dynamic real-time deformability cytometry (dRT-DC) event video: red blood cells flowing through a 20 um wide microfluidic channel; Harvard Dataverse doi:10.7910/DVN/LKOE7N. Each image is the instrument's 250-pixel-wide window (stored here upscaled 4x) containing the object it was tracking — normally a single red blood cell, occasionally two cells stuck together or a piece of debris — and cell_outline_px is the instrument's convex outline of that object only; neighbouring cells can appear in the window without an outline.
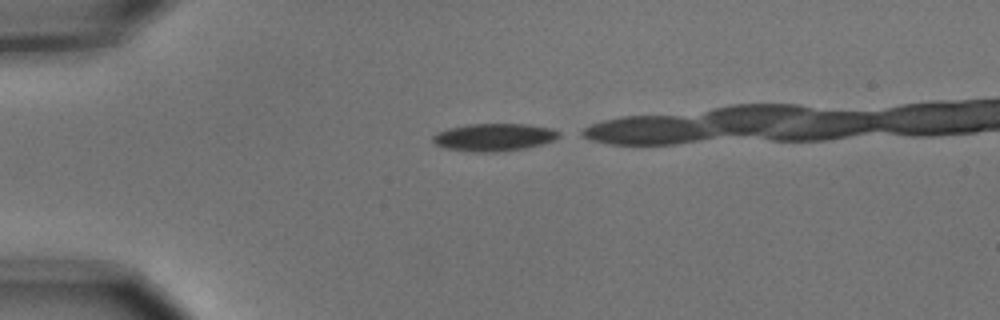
{"species": "common noctule bat (a hibernating species)", "species_latin": "Nyctalus noctula", "temperature_condition": "cold", "stored_images_in_passage": 31, "camera_frame_rate_fps": 3000, "um_per_image_px": 0.085, "animal": {"sex": "male", "body_mass_g": 15.6}, "frame": {"image": 1, "passage_image": 1, "time_ms": 0.0, "image_size_px": [1000, 320], "cell_outline_px": [[564, 136], [556, 140], [544, 144], [524, 148], [496, 152], [472, 152], [448, 148], [436, 144], [432, 140], [432, 136], [436, 132], [448, 128], [468, 124], [528, 124], [552, 128], [560, 132]], "centroid_in_image_um": [42.06, 11.66], "position_along_channel_um": 42.9, "area_um2": 20.52}}
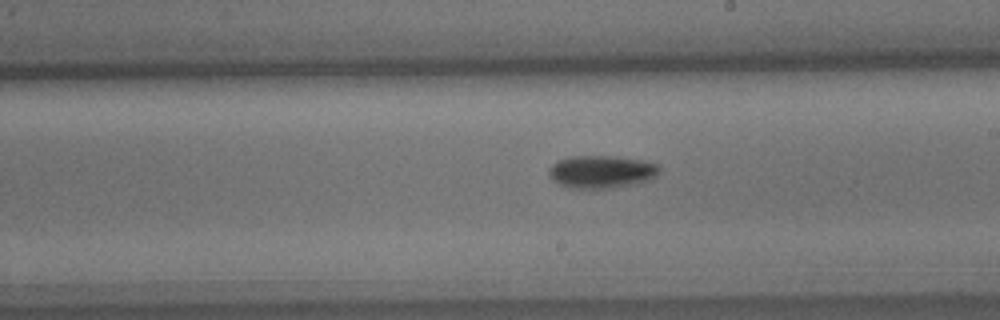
{"frame": {"image": 2, "passage_image": 19, "time_ms": 6.0, "image_size_px": [1000, 320], "cell_outline_px": [[660, 172], [656, 176], [648, 180], [636, 184], [612, 188], [568, 188], [552, 180], [548, 176], [548, 168], [556, 160], [572, 156], [616, 156], [644, 160], [660, 164]], "centroid_in_image_um": [51.13, 14.59], "position_along_channel_um": 237.9, "area_um2": 21.5}}
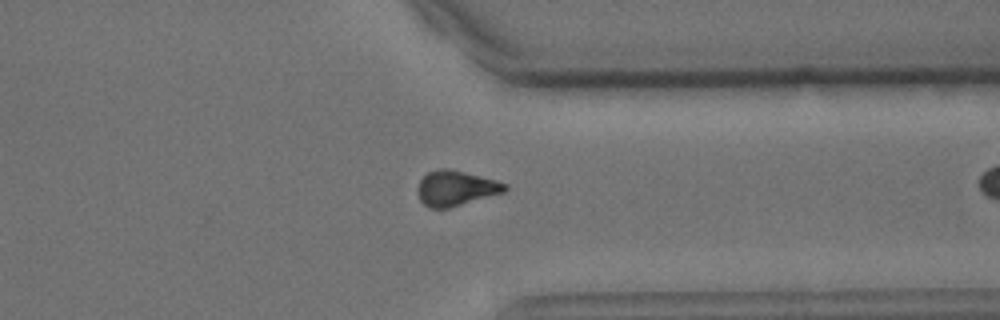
{"frame": {"image": 3, "passage_image": 30, "time_ms": 9.667, "image_size_px": [1000, 320], "cell_outline_px": [[508, 188], [504, 192], [448, 208], [428, 208], [420, 200], [416, 192], [416, 188], [420, 180], [428, 172], [436, 168], [448, 168], [496, 180], [508, 184]], "centroid_in_image_um": [38.71, 15.99], "position_along_channel_um": 372.7, "area_um2": 17.92}}